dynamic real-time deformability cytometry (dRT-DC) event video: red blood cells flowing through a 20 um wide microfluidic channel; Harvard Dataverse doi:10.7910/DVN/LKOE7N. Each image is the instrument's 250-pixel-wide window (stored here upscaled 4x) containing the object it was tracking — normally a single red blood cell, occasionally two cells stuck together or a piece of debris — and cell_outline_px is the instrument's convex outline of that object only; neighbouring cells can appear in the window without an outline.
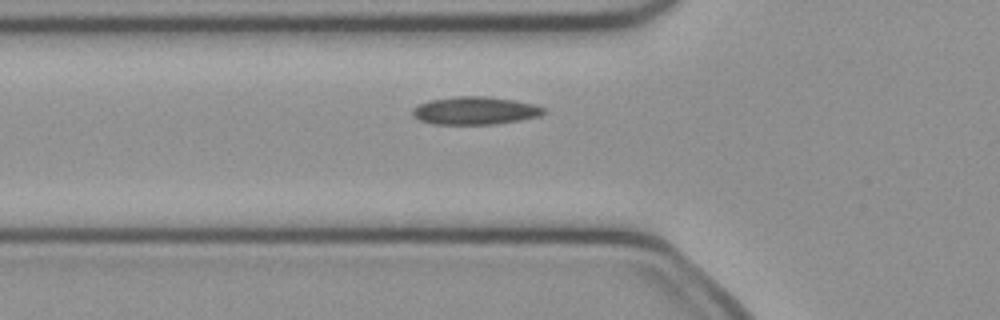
{"species": "common noctule bat (a hibernating species)", "species_latin": "Nyctalus noctula", "temperature_condition": "cold", "stored_images_in_passage": 37, "camera_frame_rate_fps": 3000, "um_per_image_px": 0.085, "animal": {"sex": "female", "body_mass_g": 21.9}, "frame": {"image": 1, "passage_image": 5, "time_ms": 1.333, "image_size_px": [1000, 320], "cell_outline_px": [[548, 112], [540, 116], [520, 120], [496, 124], [432, 124], [420, 120], [412, 112], [420, 104], [432, 100], [456, 96], [484, 96], [512, 100], [536, 104], [544, 108]], "centroid_in_image_um": [40.46, 9.41], "position_along_channel_um": 85.3, "area_um2": 21.1}}
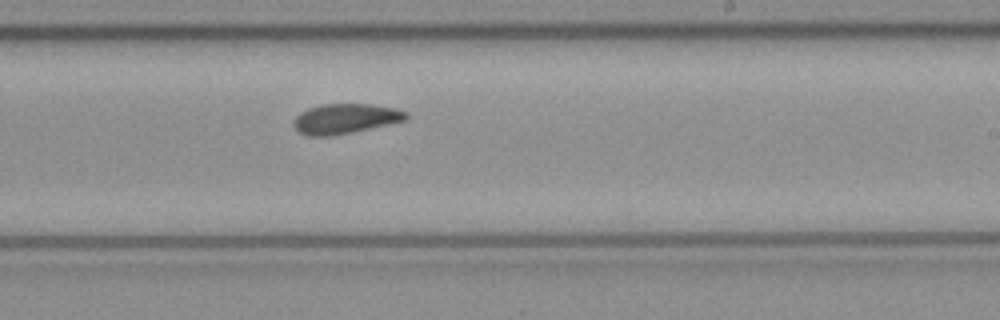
{"frame": {"image": 2, "passage_image": 18, "time_ms": 5.667, "image_size_px": [1000, 320], "cell_outline_px": [[408, 116], [404, 120], [352, 132], [328, 136], [308, 136], [300, 132], [292, 124], [296, 116], [300, 112], [308, 108], [320, 104], [372, 104], [396, 108], [408, 112]], "centroid_in_image_um": [29.32, 10.07], "position_along_channel_um": 259.7, "area_um2": 19.48}}
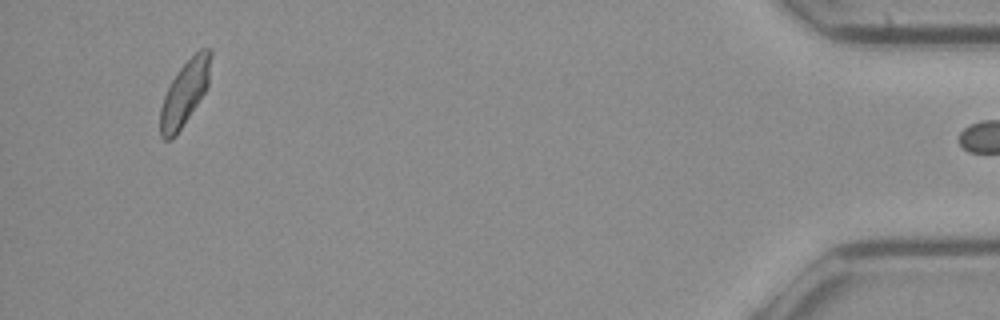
{"frame": {"image": 3, "passage_image": 36, "time_ms": 11.667, "image_size_px": [1000, 320], "cell_outline_px": [[212, 52], [208, 88], [176, 136], [172, 140], [164, 140], [160, 136], [160, 108], [164, 96], [176, 72], [200, 48], [212, 48]], "centroid_in_image_um": [15.71, 7.91], "position_along_channel_um": 419.5, "area_um2": 19.19}}